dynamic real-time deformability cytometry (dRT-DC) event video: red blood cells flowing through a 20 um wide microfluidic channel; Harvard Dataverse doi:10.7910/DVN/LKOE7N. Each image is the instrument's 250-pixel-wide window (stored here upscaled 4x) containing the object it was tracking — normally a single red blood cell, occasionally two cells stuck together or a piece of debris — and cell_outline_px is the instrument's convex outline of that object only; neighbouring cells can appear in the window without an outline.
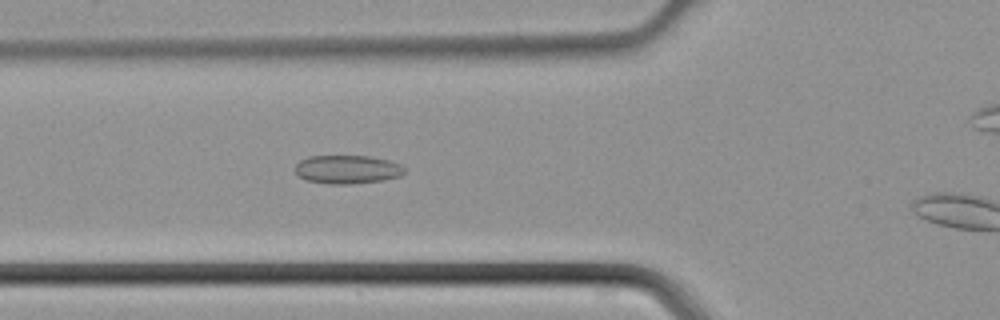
{"species": "common noctule bat (a hibernating species)", "species_latin": "Nyctalus noctula", "temperature_condition": "cold", "stored_images_in_passage": 5, "camera_frame_rate_fps": 3000, "um_per_image_px": 0.085, "animal": {"sex": "male", "body_mass_g": 21.5, "forearm_length_mm": 52.0}, "frame": {"image": 1, "passage_image": 4, "time_ms": 1.0, "image_size_px": [1000, 320], "cell_outline_px": [[404, 172], [400, 176], [384, 180], [348, 184], [328, 184], [304, 180], [296, 176], [296, 164], [300, 160], [308, 156], [368, 156], [388, 160], [400, 164], [404, 168]], "centroid_in_image_um": [29.48, 14.41], "position_along_channel_um": 96.3, "area_um2": 18.26}}